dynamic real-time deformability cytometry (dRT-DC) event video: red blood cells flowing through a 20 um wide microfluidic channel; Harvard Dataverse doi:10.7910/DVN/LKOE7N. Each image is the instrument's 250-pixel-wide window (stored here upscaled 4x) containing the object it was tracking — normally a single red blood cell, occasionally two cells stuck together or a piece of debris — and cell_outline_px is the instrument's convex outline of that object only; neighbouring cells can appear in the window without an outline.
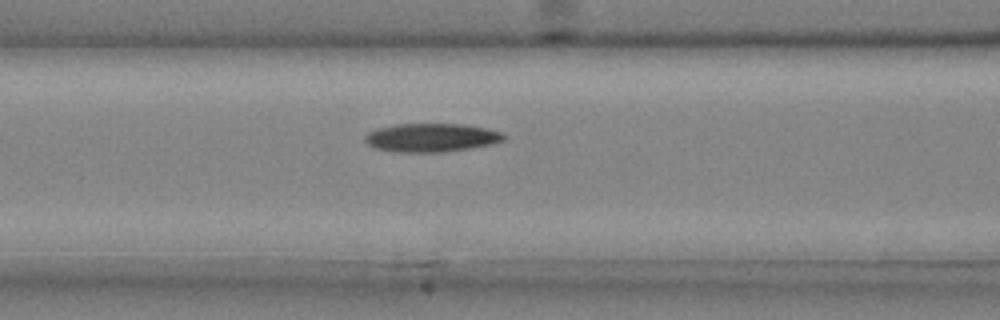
{"species": "common noctule bat (a hibernating species)", "species_latin": "Nyctalus noctula", "temperature_condition": "cold", "stored_images_in_passage": 31, "camera_frame_rate_fps": 3000, "um_per_image_px": 0.085, "animal": {"sex": "male", "body_mass_g": 20.4}, "frame": {"image": 1, "passage_image": 10, "time_ms": 3.0, "image_size_px": [1000, 320], "cell_outline_px": [[504, 140], [492, 144], [444, 152], [396, 152], [376, 148], [368, 144], [364, 140], [364, 136], [368, 132], [376, 128], [396, 124], [464, 124], [484, 128], [500, 132], [504, 136]], "centroid_in_image_um": [36.61, 11.69], "position_along_channel_um": 130.0, "area_um2": 22.95}}
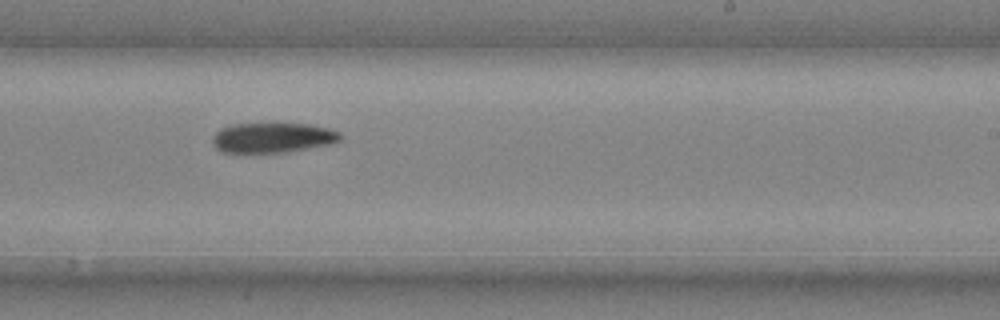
{"frame": {"image": 2, "passage_image": 19, "time_ms": 6.0, "image_size_px": [1000, 320], "cell_outline_px": [[344, 136], [340, 140], [332, 144], [284, 152], [220, 152], [216, 148], [212, 140], [216, 132], [232, 124], [276, 120], [312, 124], [328, 128], [340, 132]], "centroid_in_image_um": [23.23, 11.64], "position_along_channel_um": 265.8, "area_um2": 23.35}}
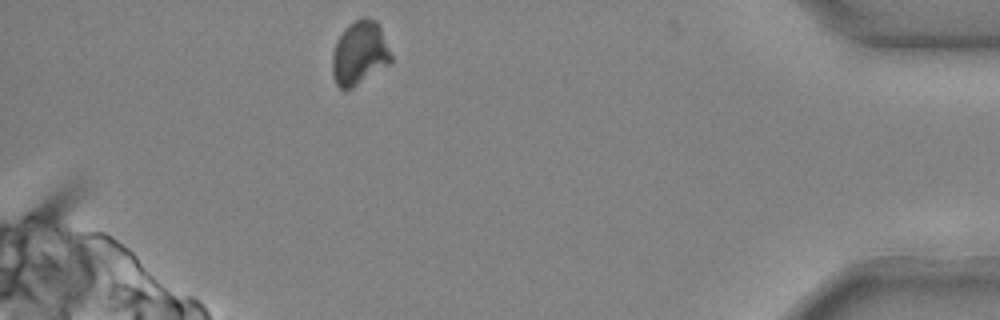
{"frame": {"image": 3, "passage_image": 31, "time_ms": 10.0, "image_size_px": [1000, 320], "cell_outline_px": [[392, 60], [388, 64], [352, 88], [340, 88], [336, 84], [332, 72], [332, 56], [336, 40], [344, 28], [348, 24], [364, 16], [376, 20], [380, 28], [392, 56]], "centroid_in_image_um": [30.54, 4.49], "position_along_channel_um": 404.7, "area_um2": 21.62}}